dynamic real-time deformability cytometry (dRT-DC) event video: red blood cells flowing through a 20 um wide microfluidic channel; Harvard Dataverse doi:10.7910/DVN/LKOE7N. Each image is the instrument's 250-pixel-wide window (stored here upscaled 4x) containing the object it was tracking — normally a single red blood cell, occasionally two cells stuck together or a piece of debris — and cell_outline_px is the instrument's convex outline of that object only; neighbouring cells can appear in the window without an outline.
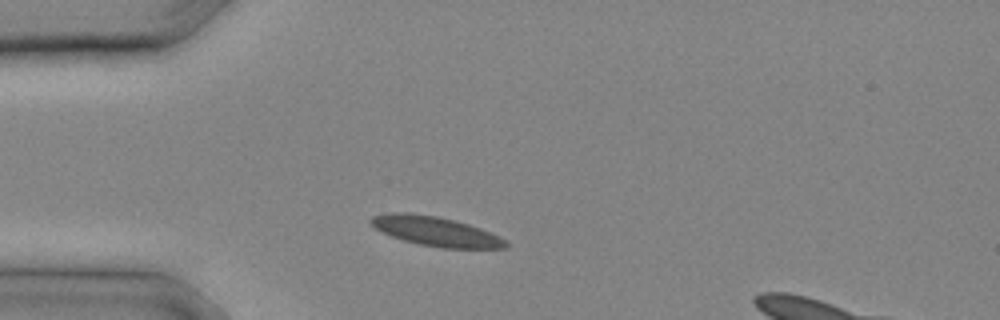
{"species": "common noctule bat (a hibernating species)", "species_latin": "Nyctalus noctula", "temperature_condition": "cold", "stored_images_in_passage": 20, "camera_frame_rate_fps": 3000, "um_per_image_px": 0.085, "animal": {"sex": "male", "body_mass_g": 20.4}, "frame": {"image": 1, "passage_image": 2, "time_ms": 0.333, "image_size_px": [1000, 320], "cell_outline_px": [[508, 248], [440, 248], [420, 244], [404, 240], [380, 232], [368, 220], [372, 216], [392, 212], [408, 212], [436, 216], [456, 220], [480, 228], [504, 240], [508, 244]], "centroid_in_image_um": [36.99, 19.65], "position_along_channel_um": 48.0, "area_um2": 22.95}}
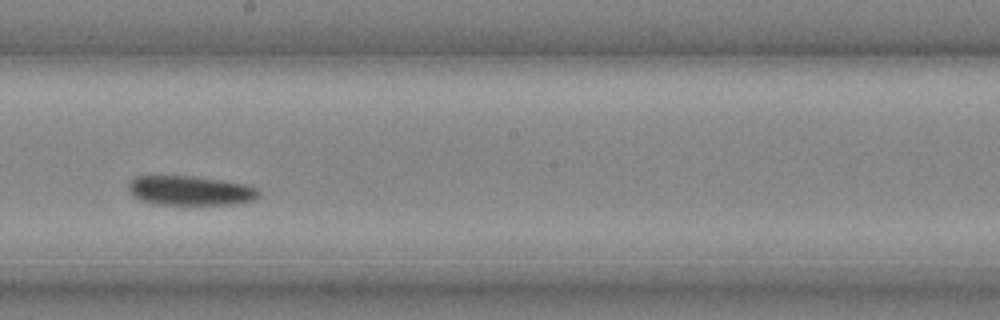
{"frame": {"image": 2, "passage_image": 10, "time_ms": 3.0, "image_size_px": [1000, 320], "cell_outline_px": [[260, 196], [252, 200], [236, 204], [156, 204], [140, 200], [128, 188], [128, 184], [136, 176], [192, 176], [220, 180], [244, 184], [256, 188], [260, 192]], "centroid_in_image_um": [16.19, 16.2], "position_along_channel_um": 232.0, "area_um2": 22.08}}
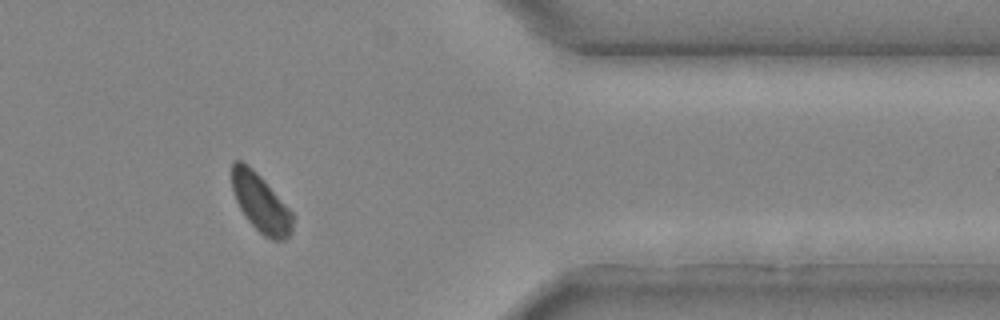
{"frame": {"image": 3, "passage_image": 17, "time_ms": 5.333, "image_size_px": [1000, 320], "cell_outline_px": [[292, 232], [284, 240], [272, 240], [264, 236], [248, 220], [240, 208], [236, 200], [232, 188], [232, 160], [240, 160], [252, 168], [264, 180], [292, 212]], "centroid_in_image_um": [22.15, 17.25], "position_along_channel_um": 389.3, "area_um2": 20.23}}